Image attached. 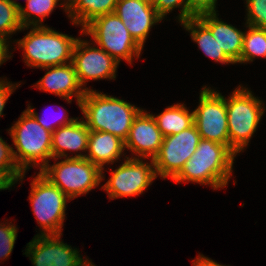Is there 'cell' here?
Instances as JSON below:
<instances>
[{
	"label": "cell",
	"instance_id": "6da1fadb",
	"mask_svg": "<svg viewBox=\"0 0 266 266\" xmlns=\"http://www.w3.org/2000/svg\"><path fill=\"white\" fill-rule=\"evenodd\" d=\"M235 158L226 145L201 139L194 154L172 181L210 185L213 190L223 189L231 179Z\"/></svg>",
	"mask_w": 266,
	"mask_h": 266
},
{
	"label": "cell",
	"instance_id": "7a4b0ae2",
	"mask_svg": "<svg viewBox=\"0 0 266 266\" xmlns=\"http://www.w3.org/2000/svg\"><path fill=\"white\" fill-rule=\"evenodd\" d=\"M79 109L89 130L109 132L125 141L135 117L143 108L91 89L85 92Z\"/></svg>",
	"mask_w": 266,
	"mask_h": 266
},
{
	"label": "cell",
	"instance_id": "3957f363",
	"mask_svg": "<svg viewBox=\"0 0 266 266\" xmlns=\"http://www.w3.org/2000/svg\"><path fill=\"white\" fill-rule=\"evenodd\" d=\"M30 31L23 38L14 40L23 51L27 67L43 68L72 62L73 49L78 39L58 32L46 25L23 27Z\"/></svg>",
	"mask_w": 266,
	"mask_h": 266
},
{
	"label": "cell",
	"instance_id": "277c9868",
	"mask_svg": "<svg viewBox=\"0 0 266 266\" xmlns=\"http://www.w3.org/2000/svg\"><path fill=\"white\" fill-rule=\"evenodd\" d=\"M14 123L7 131L16 148L13 154L18 167L23 172L33 167L41 171L52 159V132L44 129L27 109Z\"/></svg>",
	"mask_w": 266,
	"mask_h": 266
},
{
	"label": "cell",
	"instance_id": "5b68a950",
	"mask_svg": "<svg viewBox=\"0 0 266 266\" xmlns=\"http://www.w3.org/2000/svg\"><path fill=\"white\" fill-rule=\"evenodd\" d=\"M226 98L229 149L237 156L244 152L265 113L264 101L251 89L239 85Z\"/></svg>",
	"mask_w": 266,
	"mask_h": 266
},
{
	"label": "cell",
	"instance_id": "8992f818",
	"mask_svg": "<svg viewBox=\"0 0 266 266\" xmlns=\"http://www.w3.org/2000/svg\"><path fill=\"white\" fill-rule=\"evenodd\" d=\"M39 171L69 199L86 195L105 179L104 172L86 158H60Z\"/></svg>",
	"mask_w": 266,
	"mask_h": 266
},
{
	"label": "cell",
	"instance_id": "52a82bcc",
	"mask_svg": "<svg viewBox=\"0 0 266 266\" xmlns=\"http://www.w3.org/2000/svg\"><path fill=\"white\" fill-rule=\"evenodd\" d=\"M80 33L90 36L95 45L119 63L123 60L131 65L133 59L140 58L143 50L115 12L94 18Z\"/></svg>",
	"mask_w": 266,
	"mask_h": 266
},
{
	"label": "cell",
	"instance_id": "ba28073f",
	"mask_svg": "<svg viewBox=\"0 0 266 266\" xmlns=\"http://www.w3.org/2000/svg\"><path fill=\"white\" fill-rule=\"evenodd\" d=\"M29 201L32 212L40 226L36 235L62 234L69 199L56 185L40 172L31 180Z\"/></svg>",
	"mask_w": 266,
	"mask_h": 266
},
{
	"label": "cell",
	"instance_id": "9c48e42d",
	"mask_svg": "<svg viewBox=\"0 0 266 266\" xmlns=\"http://www.w3.org/2000/svg\"><path fill=\"white\" fill-rule=\"evenodd\" d=\"M118 168L111 172L102 188L106 191L108 198L113 200L122 197H135L147 190V188L157 178L154 162H146V159L127 157L122 159Z\"/></svg>",
	"mask_w": 266,
	"mask_h": 266
},
{
	"label": "cell",
	"instance_id": "30bf717a",
	"mask_svg": "<svg viewBox=\"0 0 266 266\" xmlns=\"http://www.w3.org/2000/svg\"><path fill=\"white\" fill-rule=\"evenodd\" d=\"M193 111L194 124L201 139L224 144L229 148L226 97L205 85L200 90L199 104Z\"/></svg>",
	"mask_w": 266,
	"mask_h": 266
},
{
	"label": "cell",
	"instance_id": "8fae6325",
	"mask_svg": "<svg viewBox=\"0 0 266 266\" xmlns=\"http://www.w3.org/2000/svg\"><path fill=\"white\" fill-rule=\"evenodd\" d=\"M200 140L195 124L178 134L164 137L160 151L153 159L157 177L173 180L194 154Z\"/></svg>",
	"mask_w": 266,
	"mask_h": 266
},
{
	"label": "cell",
	"instance_id": "7c38bea8",
	"mask_svg": "<svg viewBox=\"0 0 266 266\" xmlns=\"http://www.w3.org/2000/svg\"><path fill=\"white\" fill-rule=\"evenodd\" d=\"M91 44H94L93 46ZM77 78L84 90H91L85 87L89 80H115L119 62L106 53L95 43L80 37L77 39L72 56Z\"/></svg>",
	"mask_w": 266,
	"mask_h": 266
},
{
	"label": "cell",
	"instance_id": "4fadbf2b",
	"mask_svg": "<svg viewBox=\"0 0 266 266\" xmlns=\"http://www.w3.org/2000/svg\"><path fill=\"white\" fill-rule=\"evenodd\" d=\"M62 235H35L23 254L33 266H85L89 258L84 259L80 250L64 243Z\"/></svg>",
	"mask_w": 266,
	"mask_h": 266
},
{
	"label": "cell",
	"instance_id": "5bb4252c",
	"mask_svg": "<svg viewBox=\"0 0 266 266\" xmlns=\"http://www.w3.org/2000/svg\"><path fill=\"white\" fill-rule=\"evenodd\" d=\"M163 138L153 114L142 109L131 125L125 150L131 152L132 158L153 160L160 151Z\"/></svg>",
	"mask_w": 266,
	"mask_h": 266
},
{
	"label": "cell",
	"instance_id": "9a60e30c",
	"mask_svg": "<svg viewBox=\"0 0 266 266\" xmlns=\"http://www.w3.org/2000/svg\"><path fill=\"white\" fill-rule=\"evenodd\" d=\"M114 12L142 49L151 28L163 20L154 5L145 0H118Z\"/></svg>",
	"mask_w": 266,
	"mask_h": 266
},
{
	"label": "cell",
	"instance_id": "2e32d148",
	"mask_svg": "<svg viewBox=\"0 0 266 266\" xmlns=\"http://www.w3.org/2000/svg\"><path fill=\"white\" fill-rule=\"evenodd\" d=\"M45 75L32 87L40 91L48 92L58 97L64 98L68 103H72L76 98L77 106L85 95L86 90L80 85L74 64L66 63L56 66L43 67Z\"/></svg>",
	"mask_w": 266,
	"mask_h": 266
},
{
	"label": "cell",
	"instance_id": "e0dca14e",
	"mask_svg": "<svg viewBox=\"0 0 266 266\" xmlns=\"http://www.w3.org/2000/svg\"><path fill=\"white\" fill-rule=\"evenodd\" d=\"M89 134L90 130L82 118L52 132L51 151L54 162L60 158H85ZM67 151L70 153L76 151V154L70 156ZM81 152H85V154Z\"/></svg>",
	"mask_w": 266,
	"mask_h": 266
},
{
	"label": "cell",
	"instance_id": "ac0fdd59",
	"mask_svg": "<svg viewBox=\"0 0 266 266\" xmlns=\"http://www.w3.org/2000/svg\"><path fill=\"white\" fill-rule=\"evenodd\" d=\"M219 13H205L197 18L211 31L219 47L234 63L239 64L245 31L219 19Z\"/></svg>",
	"mask_w": 266,
	"mask_h": 266
},
{
	"label": "cell",
	"instance_id": "d6986e66",
	"mask_svg": "<svg viewBox=\"0 0 266 266\" xmlns=\"http://www.w3.org/2000/svg\"><path fill=\"white\" fill-rule=\"evenodd\" d=\"M125 141L109 133L91 131L85 158L104 171V166L113 164L125 156ZM125 153V154H124ZM123 155V157H121ZM106 164V165H105Z\"/></svg>",
	"mask_w": 266,
	"mask_h": 266
},
{
	"label": "cell",
	"instance_id": "ffe728a7",
	"mask_svg": "<svg viewBox=\"0 0 266 266\" xmlns=\"http://www.w3.org/2000/svg\"><path fill=\"white\" fill-rule=\"evenodd\" d=\"M180 25L190 33L191 39L205 56L221 64H234L219 47L211 31L197 17L189 18Z\"/></svg>",
	"mask_w": 266,
	"mask_h": 266
},
{
	"label": "cell",
	"instance_id": "44dd1931",
	"mask_svg": "<svg viewBox=\"0 0 266 266\" xmlns=\"http://www.w3.org/2000/svg\"><path fill=\"white\" fill-rule=\"evenodd\" d=\"M118 0H74L67 7V17L71 24L83 28L94 18L113 13Z\"/></svg>",
	"mask_w": 266,
	"mask_h": 266
},
{
	"label": "cell",
	"instance_id": "7402d4cb",
	"mask_svg": "<svg viewBox=\"0 0 266 266\" xmlns=\"http://www.w3.org/2000/svg\"><path fill=\"white\" fill-rule=\"evenodd\" d=\"M189 110L184 103H176L158 115L153 114L163 137L178 134L194 124V111Z\"/></svg>",
	"mask_w": 266,
	"mask_h": 266
},
{
	"label": "cell",
	"instance_id": "603a6c76",
	"mask_svg": "<svg viewBox=\"0 0 266 266\" xmlns=\"http://www.w3.org/2000/svg\"><path fill=\"white\" fill-rule=\"evenodd\" d=\"M60 1L61 0H28L25 7L21 6L19 8V16L23 27L44 26L43 21L58 5L62 7L67 14L66 4Z\"/></svg>",
	"mask_w": 266,
	"mask_h": 266
},
{
	"label": "cell",
	"instance_id": "cb8c5ba5",
	"mask_svg": "<svg viewBox=\"0 0 266 266\" xmlns=\"http://www.w3.org/2000/svg\"><path fill=\"white\" fill-rule=\"evenodd\" d=\"M240 64L253 62L254 59L266 58V29L246 24ZM258 57V58H256Z\"/></svg>",
	"mask_w": 266,
	"mask_h": 266
},
{
	"label": "cell",
	"instance_id": "d4e9b609",
	"mask_svg": "<svg viewBox=\"0 0 266 266\" xmlns=\"http://www.w3.org/2000/svg\"><path fill=\"white\" fill-rule=\"evenodd\" d=\"M22 5L16 0H0V39L11 46L9 40L16 32L21 31L23 25L19 16Z\"/></svg>",
	"mask_w": 266,
	"mask_h": 266
},
{
	"label": "cell",
	"instance_id": "484cf974",
	"mask_svg": "<svg viewBox=\"0 0 266 266\" xmlns=\"http://www.w3.org/2000/svg\"><path fill=\"white\" fill-rule=\"evenodd\" d=\"M0 172L15 186V183L23 181L26 172H23L17 165L12 144L9 146L0 136Z\"/></svg>",
	"mask_w": 266,
	"mask_h": 266
},
{
	"label": "cell",
	"instance_id": "4316f807",
	"mask_svg": "<svg viewBox=\"0 0 266 266\" xmlns=\"http://www.w3.org/2000/svg\"><path fill=\"white\" fill-rule=\"evenodd\" d=\"M246 1V24L266 29V0Z\"/></svg>",
	"mask_w": 266,
	"mask_h": 266
},
{
	"label": "cell",
	"instance_id": "83f0119b",
	"mask_svg": "<svg viewBox=\"0 0 266 266\" xmlns=\"http://www.w3.org/2000/svg\"><path fill=\"white\" fill-rule=\"evenodd\" d=\"M0 223V260L8 259L17 239L18 228L12 222Z\"/></svg>",
	"mask_w": 266,
	"mask_h": 266
},
{
	"label": "cell",
	"instance_id": "f1b7e54d",
	"mask_svg": "<svg viewBox=\"0 0 266 266\" xmlns=\"http://www.w3.org/2000/svg\"><path fill=\"white\" fill-rule=\"evenodd\" d=\"M154 7L157 11V13L165 19L167 14H170L174 9L179 8L180 13L177 16V20L179 23L186 21L189 18H193L188 13V5L187 0H157V2L154 4Z\"/></svg>",
	"mask_w": 266,
	"mask_h": 266
},
{
	"label": "cell",
	"instance_id": "f546056e",
	"mask_svg": "<svg viewBox=\"0 0 266 266\" xmlns=\"http://www.w3.org/2000/svg\"><path fill=\"white\" fill-rule=\"evenodd\" d=\"M27 110L34 116V118L37 120V122L46 130H49L50 132H54L56 129H58L59 127L61 126H66V125H69L71 123H73L75 120L78 119V117H74V118H69L68 115H67V112H63V115L61 116L60 114V117L58 116L56 119L53 118L55 120V123L52 121H49V117H43L45 114L43 113V116H40L37 112H35L36 110L31 107L30 104H28L27 106ZM60 113V112H59ZM56 114V113H55ZM59 115V114H58ZM48 119V120H47ZM51 122V123H50ZM57 124V126H56Z\"/></svg>",
	"mask_w": 266,
	"mask_h": 266
},
{
	"label": "cell",
	"instance_id": "4dcf8cb0",
	"mask_svg": "<svg viewBox=\"0 0 266 266\" xmlns=\"http://www.w3.org/2000/svg\"><path fill=\"white\" fill-rule=\"evenodd\" d=\"M188 13L197 17L205 13H217V0H187Z\"/></svg>",
	"mask_w": 266,
	"mask_h": 266
},
{
	"label": "cell",
	"instance_id": "1f68e13d",
	"mask_svg": "<svg viewBox=\"0 0 266 266\" xmlns=\"http://www.w3.org/2000/svg\"><path fill=\"white\" fill-rule=\"evenodd\" d=\"M20 83H12L7 80V78L3 79L0 77V117L3 116V110L5 105L9 99V97L14 93L16 88L20 87Z\"/></svg>",
	"mask_w": 266,
	"mask_h": 266
},
{
	"label": "cell",
	"instance_id": "d6a6232c",
	"mask_svg": "<svg viewBox=\"0 0 266 266\" xmlns=\"http://www.w3.org/2000/svg\"><path fill=\"white\" fill-rule=\"evenodd\" d=\"M192 265L193 266H225V265H222L221 263L219 264L218 262L200 253L194 260H192Z\"/></svg>",
	"mask_w": 266,
	"mask_h": 266
},
{
	"label": "cell",
	"instance_id": "836d02e7",
	"mask_svg": "<svg viewBox=\"0 0 266 266\" xmlns=\"http://www.w3.org/2000/svg\"><path fill=\"white\" fill-rule=\"evenodd\" d=\"M9 48L11 47L0 39V65L12 58V52L9 51Z\"/></svg>",
	"mask_w": 266,
	"mask_h": 266
},
{
	"label": "cell",
	"instance_id": "e575fe53",
	"mask_svg": "<svg viewBox=\"0 0 266 266\" xmlns=\"http://www.w3.org/2000/svg\"><path fill=\"white\" fill-rule=\"evenodd\" d=\"M13 184L0 172V191L12 188Z\"/></svg>",
	"mask_w": 266,
	"mask_h": 266
},
{
	"label": "cell",
	"instance_id": "d590c367",
	"mask_svg": "<svg viewBox=\"0 0 266 266\" xmlns=\"http://www.w3.org/2000/svg\"><path fill=\"white\" fill-rule=\"evenodd\" d=\"M74 0H62L64 4L68 7Z\"/></svg>",
	"mask_w": 266,
	"mask_h": 266
},
{
	"label": "cell",
	"instance_id": "8d00e7d4",
	"mask_svg": "<svg viewBox=\"0 0 266 266\" xmlns=\"http://www.w3.org/2000/svg\"><path fill=\"white\" fill-rule=\"evenodd\" d=\"M145 1H147L148 3L153 4V5L157 2V0H145Z\"/></svg>",
	"mask_w": 266,
	"mask_h": 266
},
{
	"label": "cell",
	"instance_id": "74e56055",
	"mask_svg": "<svg viewBox=\"0 0 266 266\" xmlns=\"http://www.w3.org/2000/svg\"><path fill=\"white\" fill-rule=\"evenodd\" d=\"M85 266H96L92 261L90 260Z\"/></svg>",
	"mask_w": 266,
	"mask_h": 266
}]
</instances>
